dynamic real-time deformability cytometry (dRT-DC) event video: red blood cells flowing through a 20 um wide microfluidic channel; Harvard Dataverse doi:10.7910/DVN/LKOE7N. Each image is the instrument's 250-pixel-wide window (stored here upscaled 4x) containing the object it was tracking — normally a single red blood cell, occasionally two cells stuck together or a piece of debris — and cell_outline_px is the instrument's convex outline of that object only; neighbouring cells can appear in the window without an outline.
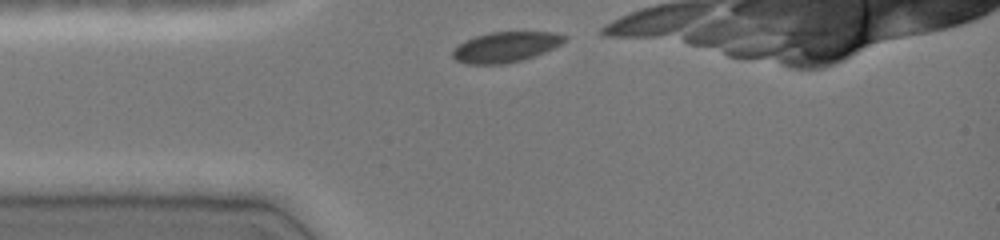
{"species": "common noctule bat (a hibernating species)", "species_latin": "Nyctalus noctula", "temperature_condition": "cold", "stored_images_in_passage": 7, "camera_frame_rate_fps": 3000, "um_per_image_px": 0.085, "animal": {"sex": "female", "body_mass_g": 19.0, "forearm_length_mm": 51.5}, "frame": {"image": 1, "passage_image": 1, "time_ms": 0.0, "image_size_px": [1000, 240], "cell_outline_px": [[568, 36], [560, 44], [544, 52], [520, 60], [504, 64], [468, 64], [456, 60], [452, 56], [452, 52], [464, 40], [488, 32], [556, 32]], "centroid_in_image_um": [42.96, 3.98], "position_along_channel_um": 42.0, "area_um2": 19.54}}